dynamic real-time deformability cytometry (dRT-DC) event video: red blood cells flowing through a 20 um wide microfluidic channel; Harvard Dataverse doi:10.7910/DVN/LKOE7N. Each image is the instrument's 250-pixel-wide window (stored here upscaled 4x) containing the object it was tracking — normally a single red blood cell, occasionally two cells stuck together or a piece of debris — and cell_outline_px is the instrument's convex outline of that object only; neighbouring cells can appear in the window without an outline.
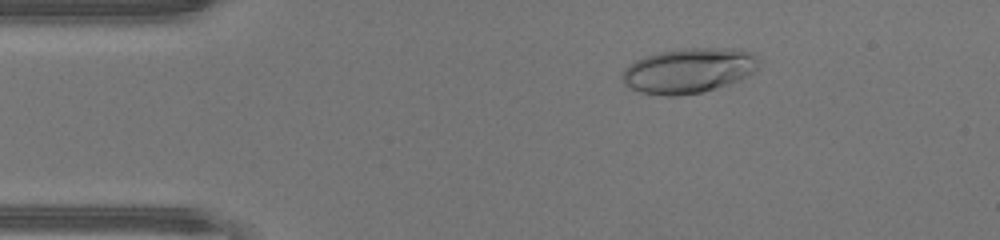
{"species": "human", "species_latin": "Homo sapiens", "temperature_condition": "warm", "stored_images_in_passage": 47, "camera_frame_rate_fps": 3000, "um_per_image_px": 0.085, "donor": {"sex": "male"}, "frame": {"image": 1, "passage_image": 8, "time_ms": 2.333, "image_size_px": [1000, 240], "cell_outline_px": [[760, 68], [748, 76], [732, 84], [704, 92], [676, 96], [664, 96], [640, 92], [628, 88], [624, 84], [624, 68], [636, 60], [660, 52], [680, 48], [740, 48], [752, 52], [760, 64]], "centroid_in_image_um": [58.61, 6.01], "position_along_channel_um": 26.4, "area_um2": 36.24}}
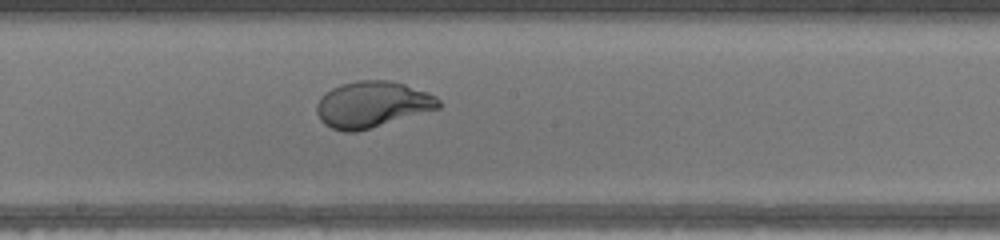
{"frame": {"image": 2, "passage_image": 25, "time_ms": 8.0, "image_size_px": [1000, 240], "cell_outline_px": [[440, 108], [356, 132], [344, 132], [332, 128], [324, 124], [320, 120], [316, 112], [316, 104], [320, 96], [332, 88], [340, 84], [356, 80], [388, 80], [404, 84], [428, 92], [436, 96], [440, 100]], "centroid_in_image_um": [31.61, 8.87], "position_along_channel_um": 216.6, "area_um2": 32.89}}
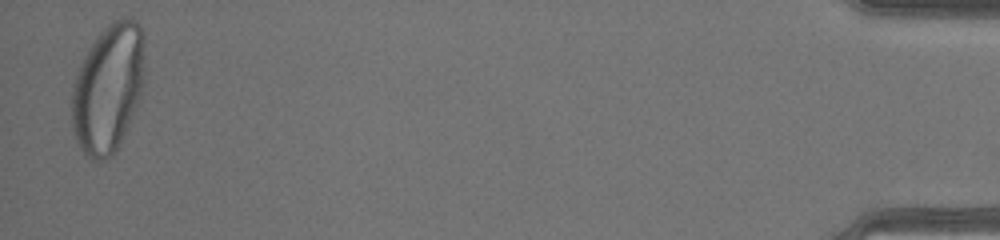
{"frame": {"image": 3, "passage_image": 46, "time_ms": 15.0, "image_size_px": [1000, 240], "cell_outline_px": [[144, 84], [140, 96], [120, 144], [116, 152], [112, 156], [96, 164], [80, 148], [76, 140], [72, 128], [72, 88], [76, 72], [84, 56], [96, 36], [112, 20], [124, 16], [136, 20], [140, 24], [144, 32]], "centroid_in_image_um": [9.2, 7.48], "position_along_channel_um": 426.0, "area_um2": 55.43}, "authors_computed_cell_mechanics": {"area_um2": 36.0094, "velocity_mm_per_s": 4.4366, "shape_relaxation_time_tau1_ms": 3.5771, "shape_relaxation_time_tau2_ms": null, "deformation_change_tau1": 0.2395, "deformation_change_tau2": null}}